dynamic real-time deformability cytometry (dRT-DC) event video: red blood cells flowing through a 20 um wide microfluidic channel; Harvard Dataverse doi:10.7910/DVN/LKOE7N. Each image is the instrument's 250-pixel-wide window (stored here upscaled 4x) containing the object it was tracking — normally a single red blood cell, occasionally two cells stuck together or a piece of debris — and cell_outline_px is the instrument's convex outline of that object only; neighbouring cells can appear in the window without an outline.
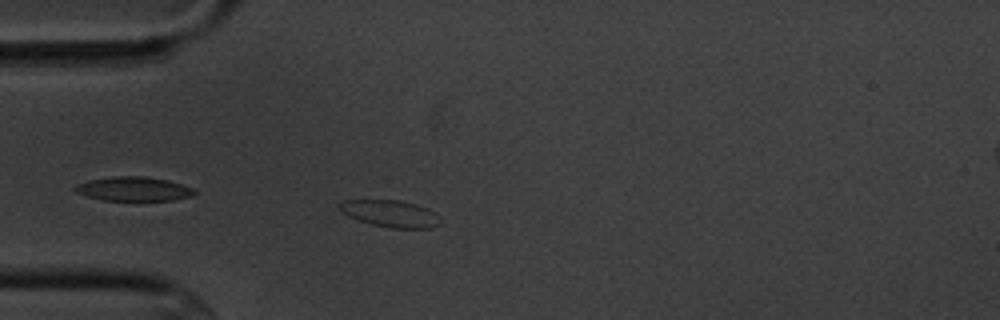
{"species": "common noctule bat (a hibernating species)", "species_latin": "Nyctalus noctula", "temperature_condition": "cold", "stored_images_in_passage": 3, "camera_frame_rate_fps": 3000, "um_per_image_px": 0.085, "animal": {"sex": "male", "body_mass_g": 20.1, "forearm_length_mm": 53.5}, "frame": {"image": 1, "passage_image": 2, "time_ms": 1.0, "image_size_px": [1000, 320], "cell_outline_px": [[444, 220], [440, 224], [432, 228], [388, 228], [372, 224], [348, 216], [340, 212], [340, 204], [344, 200], [400, 200], [416, 204], [428, 208], [436, 212]], "centroid_in_image_um": [33.27, 18.16], "position_along_channel_um": 51.7, "area_um2": 16.01}}